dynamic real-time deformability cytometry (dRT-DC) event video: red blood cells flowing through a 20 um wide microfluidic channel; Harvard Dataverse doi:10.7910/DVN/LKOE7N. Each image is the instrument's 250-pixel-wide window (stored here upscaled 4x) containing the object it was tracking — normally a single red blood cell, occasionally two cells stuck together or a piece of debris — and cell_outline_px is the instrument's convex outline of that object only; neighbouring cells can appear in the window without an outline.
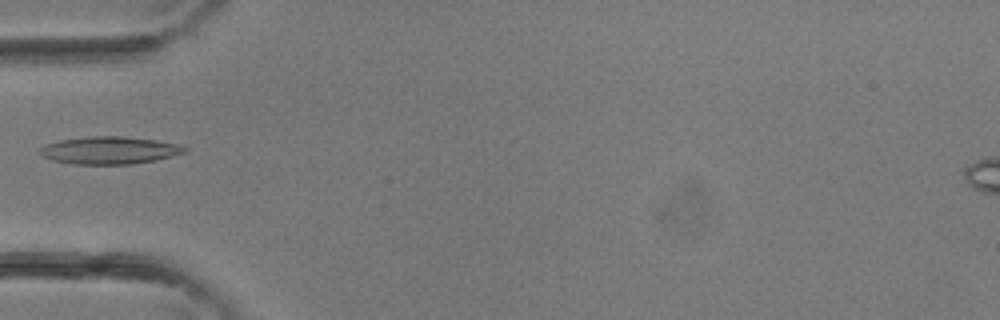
{"species": "common noctule bat (a hibernating species)", "species_latin": "Nyctalus noctula", "temperature_condition": "room temperature", "stored_images_in_passage": 3, "camera_frame_rate_fps": 3000, "um_per_image_px": 0.085, "animal": {"sex": "female"}, "frame": {"image": 1, "passage_image": 3, "time_ms": 0.667, "image_size_px": [1000, 320], "cell_outline_px": [[188, 148], [184, 152], [156, 160], [128, 164], [72, 164], [52, 160], [44, 156], [40, 152], [40, 148], [44, 144], [60, 140], [92, 136], [124, 136], [156, 140], [176, 144]], "centroid_in_image_um": [9.27, 12.77], "position_along_channel_um": 75.7, "area_um2": 22.95}}